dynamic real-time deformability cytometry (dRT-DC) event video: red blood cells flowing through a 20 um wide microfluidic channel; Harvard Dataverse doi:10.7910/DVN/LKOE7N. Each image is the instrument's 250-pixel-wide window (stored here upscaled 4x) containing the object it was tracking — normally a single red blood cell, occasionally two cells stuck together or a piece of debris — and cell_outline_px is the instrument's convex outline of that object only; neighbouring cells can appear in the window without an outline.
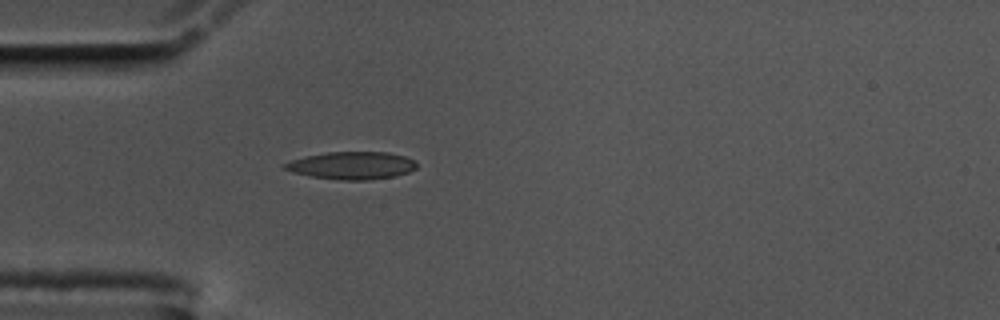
{"species": "common noctule bat (a hibernating species)", "species_latin": "Nyctalus noctula", "temperature_condition": "cold", "stored_images_in_passage": 41, "camera_frame_rate_fps": 3000, "um_per_image_px": 0.085, "animal": {"sex": "male", "body_mass_g": 17.5, "forearm_length_mm": 52.3}, "frame": {"image": 1, "passage_image": 3, "time_ms": 0.667, "image_size_px": [1000, 320], "cell_outline_px": [[416, 168], [408, 172], [396, 176], [368, 180], [340, 180], [308, 176], [292, 172], [284, 168], [284, 164], [292, 160], [308, 156], [328, 152], [388, 152], [404, 156], [416, 160]], "centroid_in_image_um": [29.94, 14.07], "position_along_channel_um": 55.1, "area_um2": 21.15}}
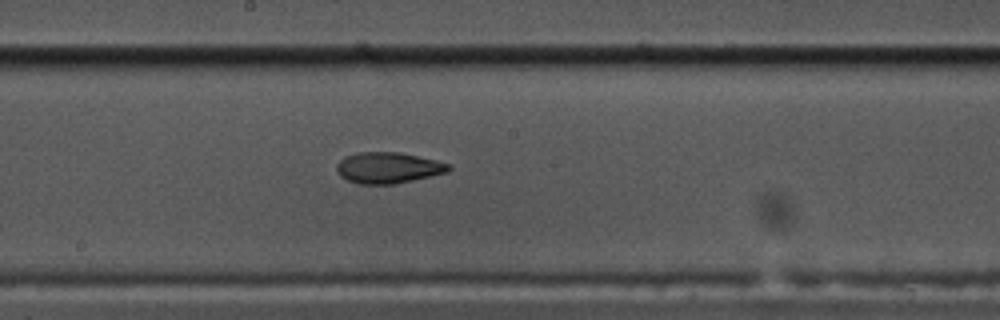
{"frame": {"image": 2, "passage_image": 17, "time_ms": 5.333, "image_size_px": [1000, 320], "cell_outline_px": [[452, 168], [448, 172], [396, 184], [356, 184], [340, 176], [336, 172], [336, 164], [344, 156], [360, 152], [400, 152], [436, 160], [452, 164]], "centroid_in_image_um": [32.99, 14.26], "position_along_channel_um": 215.2, "area_um2": 20.52}}
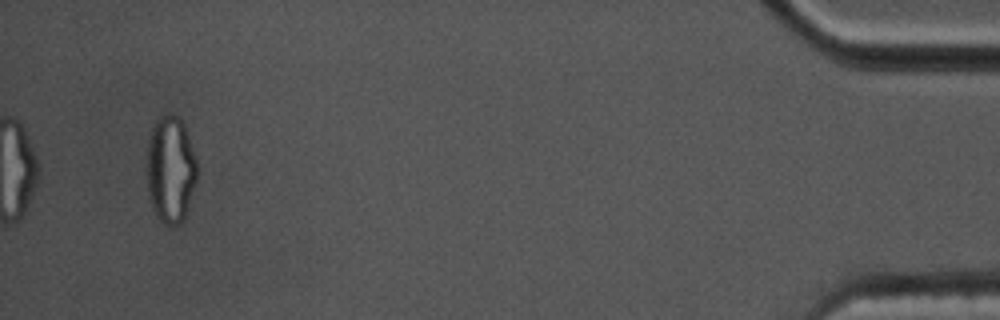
{"frame": {"image": 3, "passage_image": 41, "time_ms": 13.333, "image_size_px": [1000, 320], "cell_outline_px": [[200, 168], [184, 220], [176, 228], [172, 228], [164, 224], [156, 216], [152, 208], [148, 192], [148, 140], [152, 128], [160, 112], [168, 112], [180, 116], [184, 124], [196, 156]], "centroid_in_image_um": [14.53, 14.39], "position_along_channel_um": 420.7, "area_um2": 32.19}, "authors_computed_cell_mechanics": {"area_um2": 20.519, "velocity_mm_per_s": 3.5468, "shape_relaxation_time_tau1_ms": 6.3164, "shape_relaxation_time_tau2_ms": 3.2451, "deformation_change_tau1": 0.2005, "deformation_change_tau2": 0.107}}